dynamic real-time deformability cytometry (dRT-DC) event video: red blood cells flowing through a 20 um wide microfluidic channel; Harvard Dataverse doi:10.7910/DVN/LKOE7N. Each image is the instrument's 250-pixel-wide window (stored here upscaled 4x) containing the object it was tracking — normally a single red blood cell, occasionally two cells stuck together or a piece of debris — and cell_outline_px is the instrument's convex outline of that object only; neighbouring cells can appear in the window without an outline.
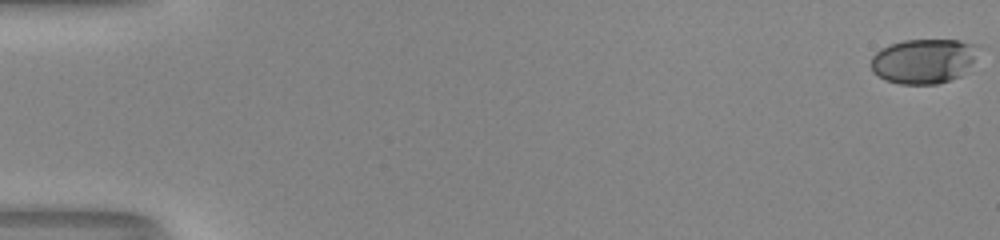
{"species": "human", "species_latin": "Homo sapiens", "temperature_condition": "room temperature", "stored_images_in_passage": 54, "camera_frame_rate_fps": 3000, "um_per_image_px": 0.085, "donor": {"sex": "male"}, "frame": {"image": 1, "passage_image": 1, "time_ms": 0.0, "image_size_px": [1000, 240], "cell_outline_px": [[984, 44], [960, 76], [936, 84], [900, 84], [884, 80], [872, 72], [872, 56], [880, 48], [904, 40], [960, 40]], "centroid_in_image_um": [78.52, 5.17], "position_along_channel_um": 6.5, "area_um2": 28.09}}
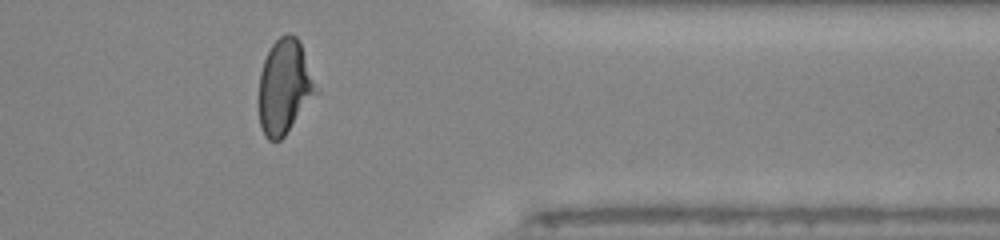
{"frame": {"image": 2, "passage_image": 45, "time_ms": 14.667, "image_size_px": [1000, 240], "cell_outline_px": [[320, 92], [284, 136], [280, 140], [268, 140], [264, 136], [260, 128], [260, 72], [264, 60], [272, 44], [280, 36], [288, 32], [296, 36], [300, 44], [320, 88]], "centroid_in_image_um": [24.23, 7.39], "position_along_channel_um": 387.2, "area_um2": 31.73}}
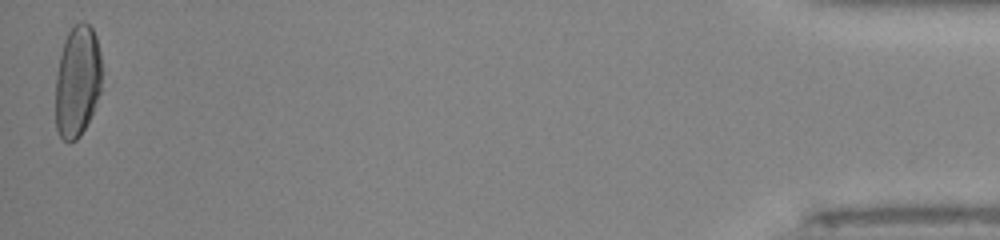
{"frame": {"image": 3, "passage_image": 54, "time_ms": 17.667, "image_size_px": [1000, 240], "cell_outline_px": [[100, 92], [92, 112], [80, 136], [76, 140], [68, 144], [60, 136], [56, 128], [56, 76], [60, 56], [64, 40], [68, 32], [80, 20], [84, 20], [92, 28], [96, 36], [100, 52]], "centroid_in_image_um": [6.56, 6.9], "position_along_channel_um": 428.6, "area_um2": 30.0}, "authors_computed_cell_mechanics": {"area_um2": 30.6051, "velocity_mm_per_s": 4.041, "shape_relaxation_time_tau1_ms": 7.737, "shape_relaxation_time_tau2_ms": 1.0077, "deformation_change_tau1": 0.2676, "deformation_change_tau2": 0.0682}}